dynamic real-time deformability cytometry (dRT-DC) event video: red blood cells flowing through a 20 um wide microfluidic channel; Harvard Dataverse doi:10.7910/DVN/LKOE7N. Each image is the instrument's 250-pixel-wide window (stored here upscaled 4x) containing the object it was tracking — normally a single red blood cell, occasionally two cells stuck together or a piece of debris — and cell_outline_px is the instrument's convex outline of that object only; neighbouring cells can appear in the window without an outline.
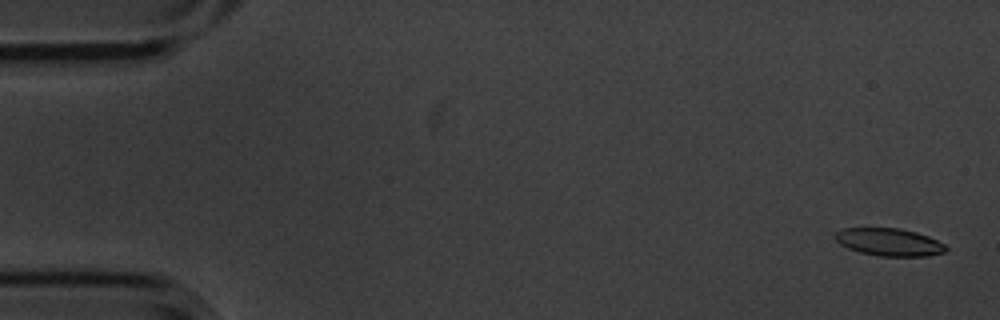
{"species": "common noctule bat (a hibernating species)", "species_latin": "Nyctalus noctula", "temperature_condition": "cold", "stored_images_in_passage": 5, "camera_frame_rate_fps": 3000, "um_per_image_px": 0.085, "animal": {"sex": "male", "body_mass_g": 20.1, "forearm_length_mm": 53.5}, "frame": {"image": 1, "passage_image": 1, "time_ms": 0.0, "image_size_px": [1000, 320], "cell_outline_px": [[948, 248], [944, 252], [928, 256], [880, 256], [860, 252], [848, 248], [840, 244], [832, 236], [836, 232], [844, 228], [900, 228], [916, 232], [928, 236], [944, 244]], "centroid_in_image_um": [75.56, 20.57], "position_along_channel_um": 9.4, "area_um2": 17.8}}
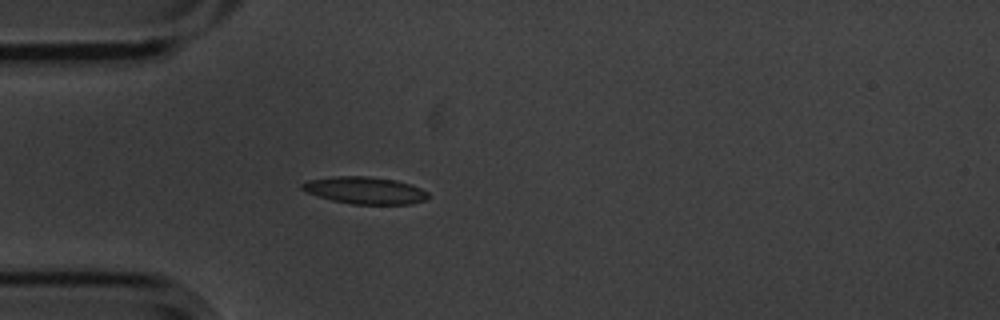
{"frame": {"image": 2, "passage_image": 5, "time_ms": 1.333, "image_size_px": [1000, 320], "cell_outline_px": [[428, 200], [412, 204], [352, 204], [332, 200], [304, 192], [300, 188], [300, 184], [308, 180], [336, 176], [368, 176], [396, 180], [412, 184], [428, 192]], "centroid_in_image_um": [31.03, 16.18], "position_along_channel_um": 54.0, "area_um2": 20.11}}